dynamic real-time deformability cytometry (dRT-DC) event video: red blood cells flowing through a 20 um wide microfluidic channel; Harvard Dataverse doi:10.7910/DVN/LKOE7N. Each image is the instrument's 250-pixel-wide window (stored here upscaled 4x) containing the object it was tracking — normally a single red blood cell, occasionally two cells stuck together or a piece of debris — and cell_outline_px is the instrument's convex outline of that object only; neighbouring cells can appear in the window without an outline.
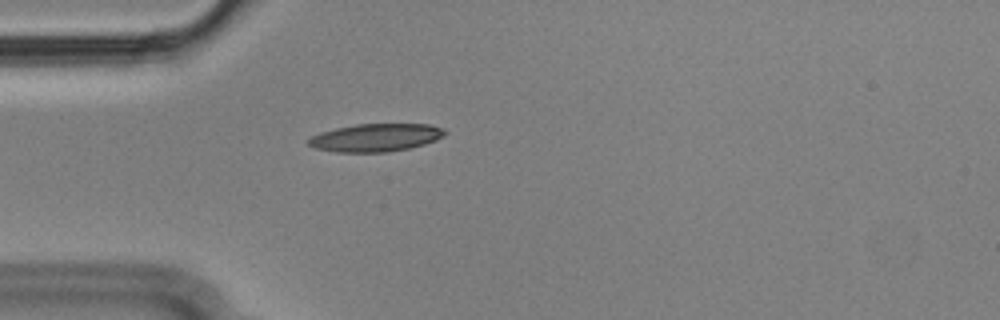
{"species": "Egyptian fruit bat (a non-hibernating species)", "species_latin": "Rousettus aegyptiacus", "temperature_condition": "cold", "stored_images_in_passage": 41, "camera_frame_rate_fps": 3000, "um_per_image_px": 0.085, "animal": {"sex": "male"}, "frame": {"image": 1, "passage_image": 1, "time_ms": 0.0, "image_size_px": [1000, 320], "cell_outline_px": [[448, 132], [444, 136], [436, 140], [424, 144], [408, 148], [388, 152], [336, 152], [316, 148], [308, 144], [308, 140], [312, 136], [320, 132], [336, 128], [356, 124], [428, 124], [444, 128]], "centroid_in_image_um": [31.97, 11.69], "position_along_channel_um": 53.0, "area_um2": 22.14}}
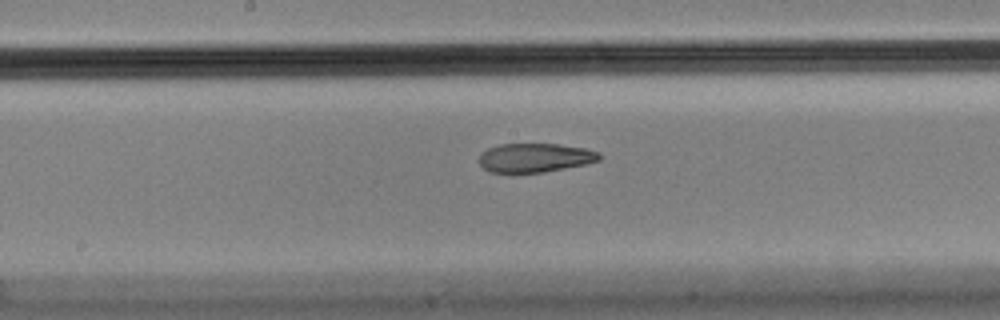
{"frame": {"image": 2, "passage_image": 14, "time_ms": 4.333, "image_size_px": [1000, 320], "cell_outline_px": [[604, 156], [600, 160], [584, 164], [544, 172], [488, 172], [480, 164], [480, 156], [488, 148], [500, 144], [556, 144], [588, 148], [600, 152]], "centroid_in_image_um": [45.53, 13.4], "position_along_channel_um": 202.7, "area_um2": 20.23}}
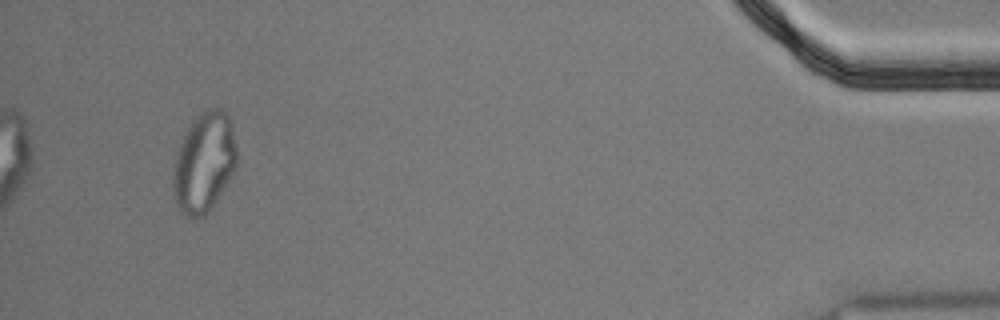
{"frame": {"image": 3, "passage_image": 38, "time_ms": 12.333, "image_size_px": [1000, 320], "cell_outline_px": [[236, 168], [212, 208], [204, 216], [188, 216], [180, 212], [176, 204], [172, 192], [172, 176], [176, 156], [180, 144], [188, 128], [200, 112], [208, 108], [220, 108], [232, 120], [236, 148]], "centroid_in_image_um": [17.35, 13.82], "position_along_channel_um": 417.9, "area_um2": 37.05}, "authors_computed_cell_mechanics": {"area_um2": 22.1374, "velocity_mm_per_s": 3.6012, "shape_relaxation_time_tau1_ms": null, "shape_relaxation_time_tau2_ms": 2.5636, "deformation_change_tau1": null, "deformation_change_tau2": 0.0994}}